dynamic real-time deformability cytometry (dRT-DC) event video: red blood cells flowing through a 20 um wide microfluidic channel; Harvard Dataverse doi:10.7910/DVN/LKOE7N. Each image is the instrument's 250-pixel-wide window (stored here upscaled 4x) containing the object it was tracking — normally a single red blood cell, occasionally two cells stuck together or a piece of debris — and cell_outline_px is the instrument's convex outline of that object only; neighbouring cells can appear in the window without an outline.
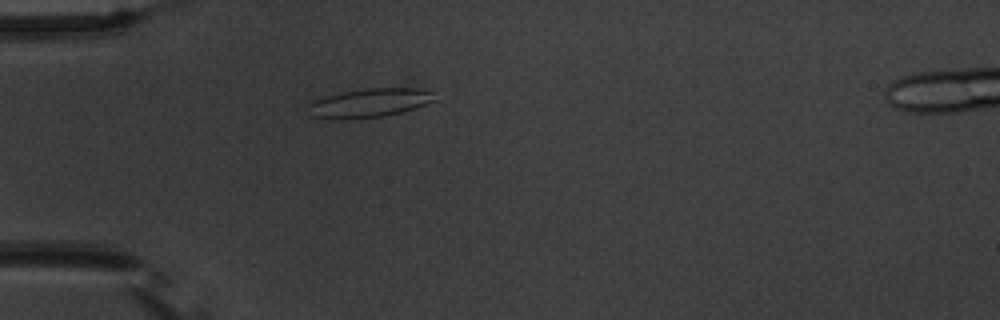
{"species": "common noctule bat (a hibernating species)", "species_latin": "Nyctalus noctula", "temperature_condition": "warm", "stored_images_in_passage": 34, "segment_of_instrument_passage": [1, 2], "camera_frame_rate_fps": 3000, "um_per_image_px": 0.085, "animal": {"sex": "male", "body_mass_g": 20.1, "forearm_length_mm": 53.5}, "frame": {"image": 1, "passage_image": 1, "time_ms": 0.0, "image_size_px": [1000, 320], "cell_outline_px": [[440, 100], [404, 112], [384, 116], [308, 116], [308, 104], [312, 100], [344, 92], [368, 88], [420, 88], [432, 92]], "centroid_in_image_um": [31.56, 8.7], "position_along_channel_um": 53.4, "area_um2": 20.58}}
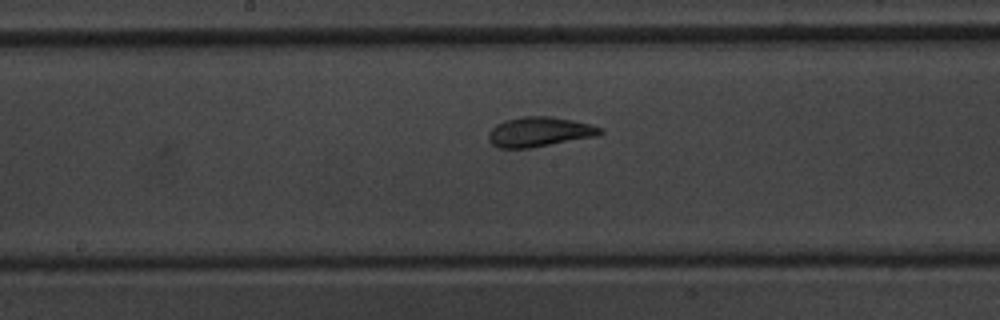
{"frame": {"image": 2, "passage_image": 14, "time_ms": 4.333, "image_size_px": [1000, 320], "cell_outline_px": [[604, 132], [596, 136], [532, 148], [500, 148], [492, 144], [488, 140], [488, 132], [496, 124], [504, 120], [524, 116], [552, 116], [592, 124], [604, 128]], "centroid_in_image_um": [45.86, 11.2], "position_along_channel_um": 202.3, "area_um2": 19.59}}
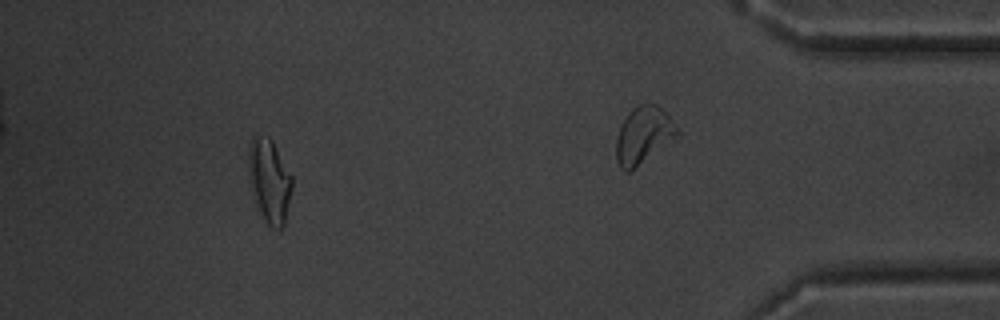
{"frame": {"image": 3, "passage_image": 29, "time_ms": 9.333, "image_size_px": [1000, 320], "cell_outline_px": [[292, 188], [284, 224], [280, 228], [272, 228], [268, 224], [260, 212], [252, 188], [248, 164], [248, 148], [252, 136], [268, 136], [272, 140], [292, 176]], "centroid_in_image_um": [22.91, 15.32], "position_along_channel_um": 412.3, "area_um2": 20.75}}